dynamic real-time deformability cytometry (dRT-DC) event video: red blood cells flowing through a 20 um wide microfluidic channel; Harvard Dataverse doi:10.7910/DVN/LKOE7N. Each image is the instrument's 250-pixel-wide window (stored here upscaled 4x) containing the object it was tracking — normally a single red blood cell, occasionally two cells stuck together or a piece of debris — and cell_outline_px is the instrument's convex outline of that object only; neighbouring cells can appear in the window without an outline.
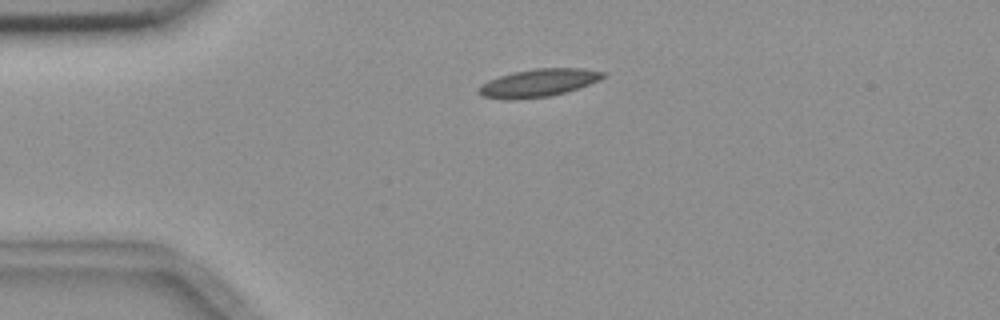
{"species": "common noctule bat (a hibernating species)", "species_latin": "Nyctalus noctula", "temperature_condition": "room temperature", "stored_images_in_passage": 3, "camera_frame_rate_fps": 3000, "um_per_image_px": 0.085, "animal": {"sex": "female", "body_mass_g": 18.4}, "frame": {"image": 1, "passage_image": 1, "time_ms": 0.0, "image_size_px": [1000, 320], "cell_outline_px": [[608, 72], [604, 76], [588, 84], [564, 92], [548, 96], [516, 100], [508, 100], [480, 96], [476, 92], [476, 88], [480, 84], [488, 80], [512, 72], [536, 68], [584, 68]], "centroid_in_image_um": [45.67, 7.04], "position_along_channel_um": 39.3, "area_um2": 20.23}}